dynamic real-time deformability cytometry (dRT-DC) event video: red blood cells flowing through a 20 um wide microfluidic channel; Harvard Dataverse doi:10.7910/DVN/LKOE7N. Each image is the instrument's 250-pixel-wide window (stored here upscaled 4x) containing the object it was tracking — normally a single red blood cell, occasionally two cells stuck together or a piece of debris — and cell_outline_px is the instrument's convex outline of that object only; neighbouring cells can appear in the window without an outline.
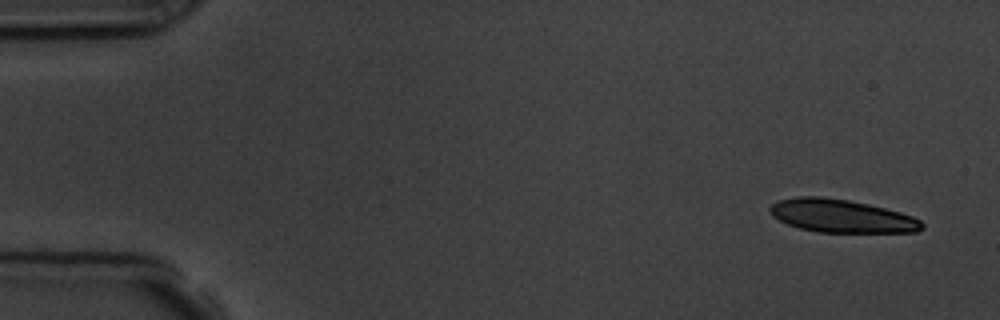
{"species": "common noctule bat (a hibernating species)", "species_latin": "Nyctalus noctula", "temperature_condition": "room temperature", "stored_images_in_passage": 5, "segment_of_instrument_passage": [1, 2], "camera_frame_rate_fps": 3000, "um_per_image_px": 0.085, "animal": {"sex": "male", "body_mass_g": 19.5, "forearm_length_mm": 54.6}, "frame": {"image": 1, "passage_image": 1, "time_ms": 0.0, "image_size_px": [1000, 320], "cell_outline_px": [[924, 228], [916, 232], [816, 232], [800, 228], [788, 224], [772, 216], [768, 208], [772, 204], [780, 200], [796, 196], [820, 196], [848, 200], [868, 204], [900, 212], [912, 216], [920, 220], [924, 224]], "centroid_in_image_um": [71.52, 18.36], "position_along_channel_um": 13.5, "area_um2": 29.25}}